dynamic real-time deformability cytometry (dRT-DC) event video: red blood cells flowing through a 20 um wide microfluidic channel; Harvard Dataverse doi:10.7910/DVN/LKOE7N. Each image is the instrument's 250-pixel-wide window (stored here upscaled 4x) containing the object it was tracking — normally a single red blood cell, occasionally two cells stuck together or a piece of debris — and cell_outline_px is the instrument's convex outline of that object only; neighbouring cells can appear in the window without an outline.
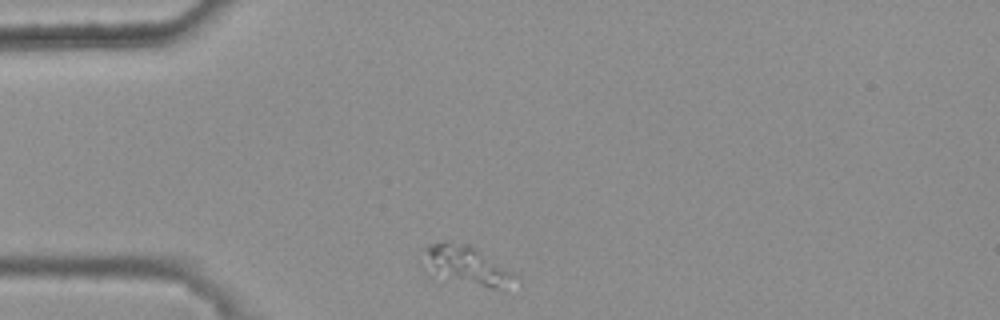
{"species": "common noctule bat (a hibernating species)", "species_latin": "Nyctalus noctula", "temperature_condition": "warm", "stored_images_in_passage": 32, "camera_frame_rate_fps": 3000, "um_per_image_px": 0.085, "animal": {"sex": "female", "body_mass_g": 25.1}, "frame": {"image": 1, "passage_image": 1, "time_ms": 0.0, "image_size_px": [1000, 320], "cell_outline_px": [[520, 276], [496, 288], [488, 288], [428, 276], [424, 272], [420, 264], [424, 248], [428, 244], [472, 244]], "centroid_in_image_um": [39.51, 22.57], "position_along_channel_um": 45.5, "area_um2": 21.21}}
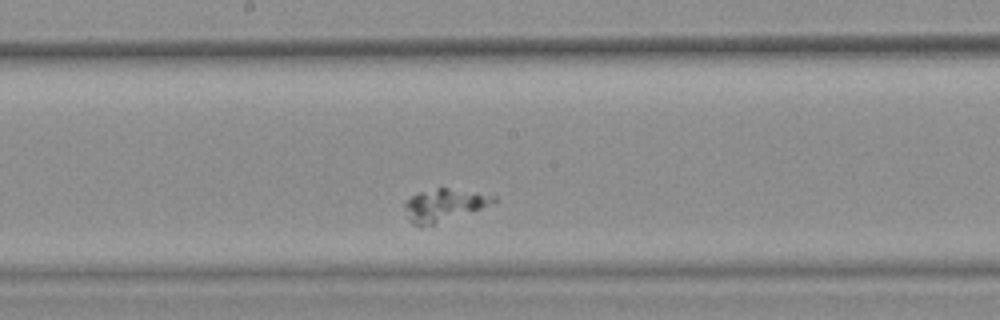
{"frame": {"image": 2, "passage_image": 17, "time_ms": 5.333, "image_size_px": [1000, 320], "cell_outline_px": [[496, 204], [432, 228], [416, 224], [408, 220], [404, 208], [404, 204], [416, 192], [436, 188], [448, 188], [496, 196]], "centroid_in_image_um": [37.78, 17.49], "position_along_channel_um": 210.4, "area_um2": 17.51}}
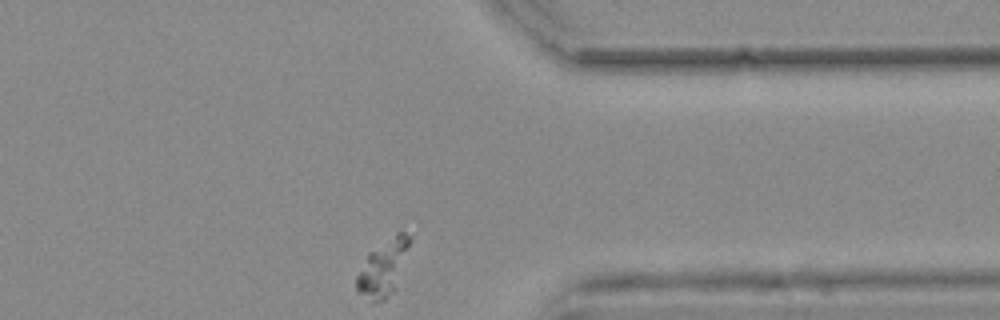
{"frame": {"image": 3, "passage_image": 32, "time_ms": 10.333, "image_size_px": [1000, 320], "cell_outline_px": [[412, 240], [392, 292], [384, 300], [372, 300], [356, 292], [356, 276], [368, 252], [396, 232], [404, 232], [412, 236]], "centroid_in_image_um": [32.55, 22.7], "position_along_channel_um": 378.9, "area_um2": 16.99}}